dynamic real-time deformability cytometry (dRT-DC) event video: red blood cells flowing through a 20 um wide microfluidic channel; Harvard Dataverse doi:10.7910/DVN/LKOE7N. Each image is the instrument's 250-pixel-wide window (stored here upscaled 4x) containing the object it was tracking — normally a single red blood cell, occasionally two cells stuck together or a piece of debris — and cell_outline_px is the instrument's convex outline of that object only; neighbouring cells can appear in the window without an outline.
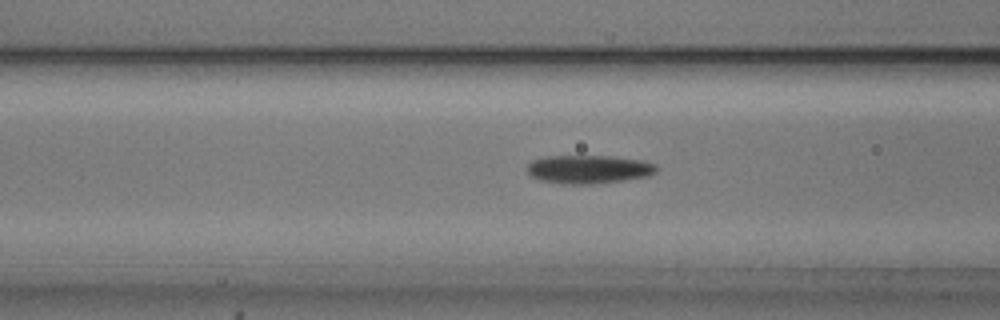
{"species": "common noctule bat (a hibernating species)", "species_latin": "Nyctalus noctula", "temperature_condition": "cold", "stored_images_in_passage": 32, "camera_frame_rate_fps": 3000, "um_per_image_px": 0.085, "animal": {"sex": "male", "body_mass_g": 20.5, "forearm_length_mm": 52.5}, "frame": {"image": 1, "passage_image": 10, "time_ms": 3.0, "image_size_px": [1000, 320], "cell_outline_px": [[660, 168], [656, 172], [648, 176], [592, 184], [560, 184], [540, 180], [532, 176], [528, 172], [528, 164], [532, 160], [544, 156], [608, 156], [644, 160], [656, 164]], "centroid_in_image_um": [50.05, 14.38], "position_along_channel_um": 116.5, "area_um2": 21.5}}
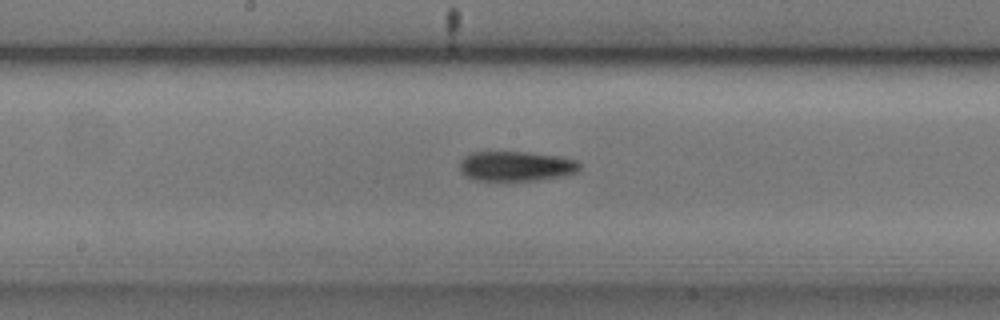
{"frame": {"image": 2, "passage_image": 17, "time_ms": 5.333, "image_size_px": [1000, 320], "cell_outline_px": [[580, 168], [576, 172], [560, 176], [536, 180], [472, 180], [464, 176], [460, 172], [460, 160], [464, 156], [472, 152], [528, 152], [560, 156], [576, 160], [580, 164]], "centroid_in_image_um": [43.82, 14.12], "position_along_channel_um": 204.4, "area_um2": 20.92}}
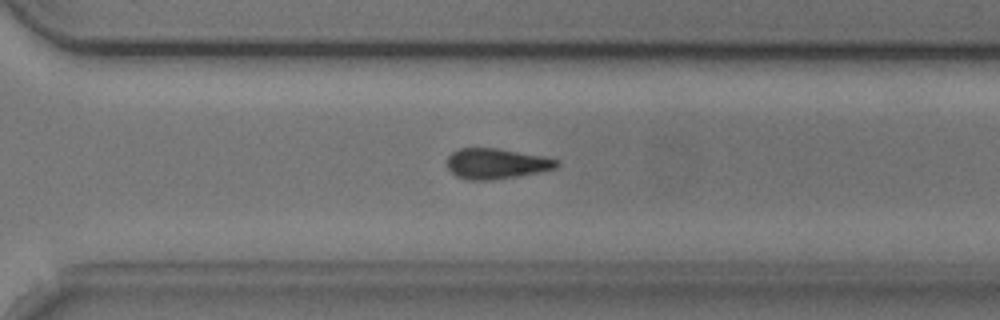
{"frame": {"image": 3, "passage_image": 27, "time_ms": 8.667, "image_size_px": [1000, 320], "cell_outline_px": [[560, 164], [556, 168], [540, 172], [492, 180], [468, 180], [456, 176], [448, 168], [448, 156], [452, 152], [460, 148], [496, 148], [544, 156], [560, 160]], "centroid_in_image_um": [42.21, 13.91], "position_along_channel_um": 328.4, "area_um2": 19.48}}